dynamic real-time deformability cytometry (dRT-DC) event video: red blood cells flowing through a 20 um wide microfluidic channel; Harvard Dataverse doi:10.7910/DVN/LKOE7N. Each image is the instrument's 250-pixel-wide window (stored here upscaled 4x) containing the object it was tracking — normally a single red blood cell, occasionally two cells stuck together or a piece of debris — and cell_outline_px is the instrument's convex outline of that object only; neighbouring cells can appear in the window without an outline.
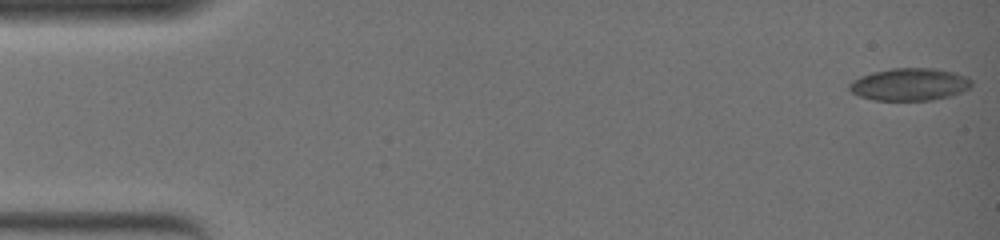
{"species": "common noctule bat (a hibernating species)", "species_latin": "Nyctalus noctula", "temperature_condition": "warm", "stored_images_in_passage": 51, "camera_frame_rate_fps": 3000, "um_per_image_px": 0.085, "animal": {"sex": "female", "body_mass_g": 19.0, "forearm_length_mm": 51.5}, "frame": {"image": 1, "passage_image": 1, "time_ms": 0.0, "image_size_px": [1000, 240], "cell_outline_px": [[972, 84], [968, 88], [960, 92], [948, 96], [932, 100], [872, 100], [860, 96], [852, 92], [848, 88], [848, 84], [852, 80], [860, 76], [872, 72], [892, 68], [932, 68], [952, 72], [968, 76], [972, 80]], "centroid_in_image_um": [77.29, 7.17], "position_along_channel_um": 7.7, "area_um2": 23.06}}
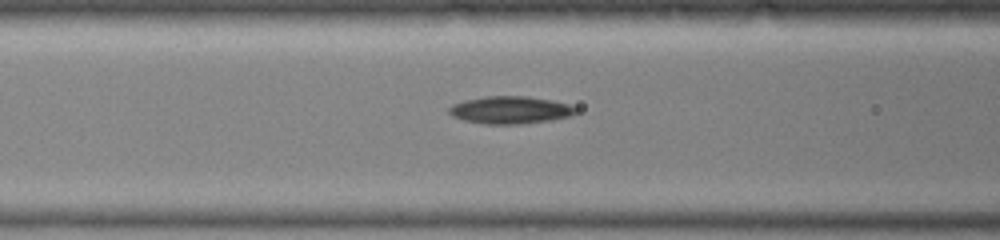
{"frame": {"image": 2, "passage_image": 22, "time_ms": 7.0, "image_size_px": [1000, 240], "cell_outline_px": [[576, 112], [572, 116], [552, 120], [520, 124], [484, 124], [464, 120], [452, 116], [448, 112], [448, 108], [452, 104], [464, 100], [484, 96], [528, 96], [552, 100], [568, 104], [576, 108]], "centroid_in_image_um": [43.36, 9.35], "position_along_channel_um": 123.2, "area_um2": 20.46}}
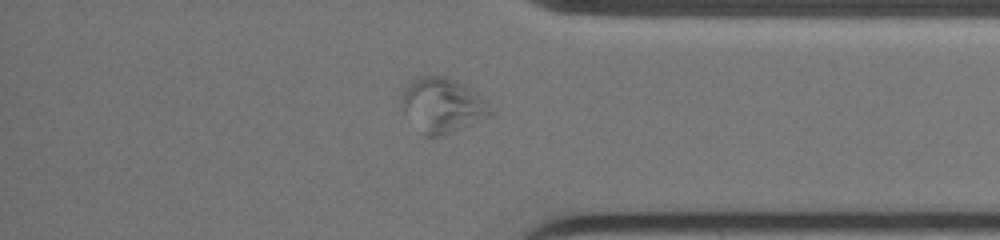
{"frame": {"image": 3, "passage_image": 44, "time_ms": 14.333, "image_size_px": [1000, 240], "cell_outline_px": [[492, 112], [488, 116], [440, 136], [424, 136], [400, 108], [404, 92], [408, 84], [416, 76], [444, 76], [456, 80], [464, 84], [476, 92], [492, 108]], "centroid_in_image_um": [37.56, 8.92], "position_along_channel_um": 397.6, "area_um2": 27.74}, "authors_computed_cell_mechanics": {"area_um2": 21.2126, "velocity_mm_per_s": 3.7703, "shape_relaxation_time_tau1_ms": null, "shape_relaxation_time_tau2_ms": 2.1904, "deformation_change_tau1": null, "deformation_change_tau2": 0.0864}}